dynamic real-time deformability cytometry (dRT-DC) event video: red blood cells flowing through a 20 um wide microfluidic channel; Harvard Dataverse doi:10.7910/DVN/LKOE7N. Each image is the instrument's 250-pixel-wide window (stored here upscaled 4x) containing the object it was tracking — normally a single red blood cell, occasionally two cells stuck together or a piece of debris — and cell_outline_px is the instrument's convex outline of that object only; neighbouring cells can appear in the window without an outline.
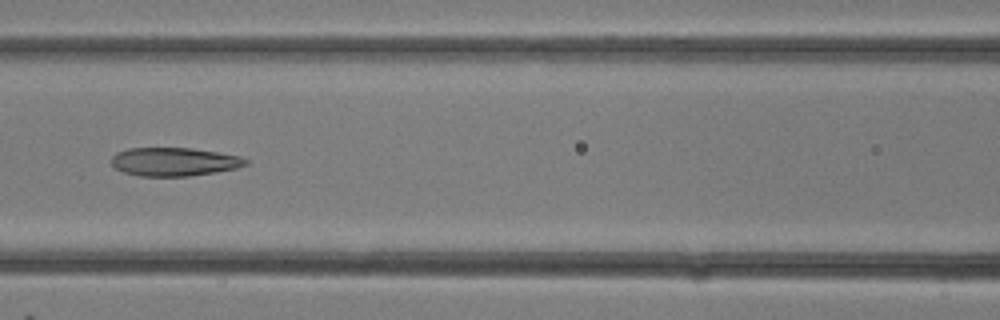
{"species": "common noctule bat (a hibernating species)", "species_latin": "Nyctalus noctula", "temperature_condition": "room temperature", "stored_images_in_passage": 15, "camera_frame_rate_fps": 3000, "um_per_image_px": 0.085, "animal": {"sex": "female"}, "frame": {"image": 1, "passage_image": 13, "time_ms": 4.0, "image_size_px": [1000, 320], "cell_outline_px": [[248, 164], [236, 168], [216, 172], [188, 176], [140, 176], [124, 172], [116, 168], [112, 164], [112, 156], [116, 152], [128, 148], [192, 148], [240, 156], [248, 160]], "centroid_in_image_um": [14.8, 13.74], "position_along_channel_um": 151.8, "area_um2": 22.2}}